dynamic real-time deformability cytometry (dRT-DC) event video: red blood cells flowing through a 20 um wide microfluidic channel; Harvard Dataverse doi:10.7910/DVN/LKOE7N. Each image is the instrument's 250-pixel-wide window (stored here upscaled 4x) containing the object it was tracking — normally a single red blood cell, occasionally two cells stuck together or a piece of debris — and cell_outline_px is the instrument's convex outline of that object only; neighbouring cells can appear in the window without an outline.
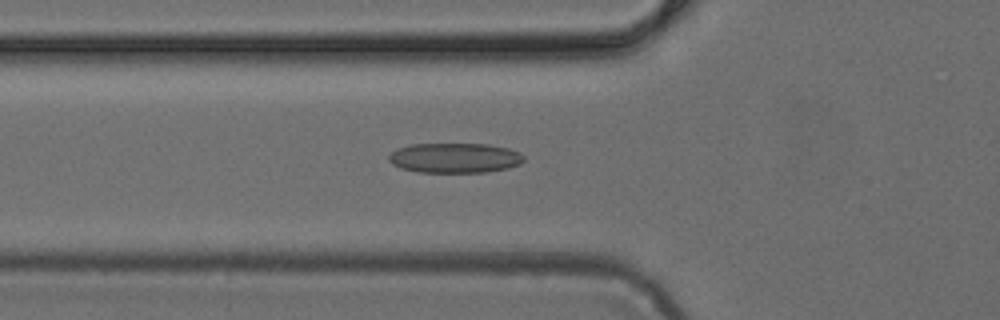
{"species": "common noctule bat (a hibernating species)", "species_latin": "Nyctalus noctula", "temperature_condition": "cold", "stored_images_in_passage": 48, "camera_frame_rate_fps": 3000, "um_per_image_px": 0.085, "animal": {"sex": "female", "body_mass_g": 24.6, "forearm_length_mm": 56.2}, "frame": {"image": 1, "passage_image": 17, "time_ms": 5.333, "image_size_px": [1000, 320], "cell_outline_px": [[524, 160], [520, 164], [508, 168], [484, 172], [416, 172], [400, 168], [392, 164], [388, 160], [388, 156], [392, 152], [400, 148], [412, 144], [488, 144], [508, 148], [520, 152], [524, 156]], "centroid_in_image_um": [38.66, 13.42], "position_along_channel_um": 87.1, "area_um2": 23.58}}
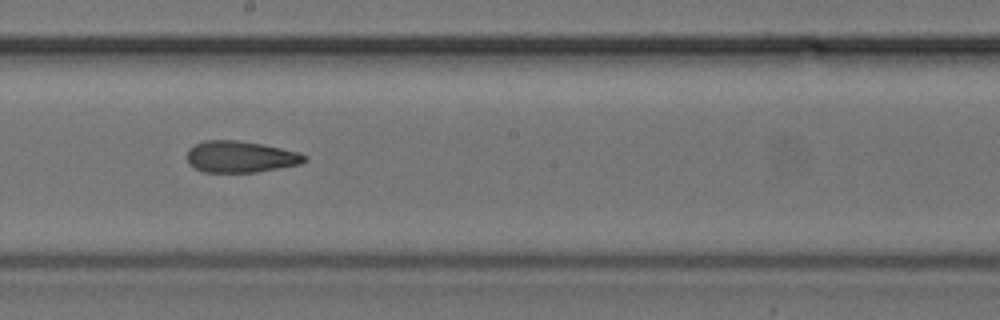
{"frame": {"image": 2, "passage_image": 27, "time_ms": 8.667, "image_size_px": [1000, 320], "cell_outline_px": [[308, 160], [300, 164], [256, 172], [204, 172], [188, 164], [188, 148], [204, 140], [236, 140], [264, 144], [300, 152], [308, 156]], "centroid_in_image_um": [20.47, 13.32], "position_along_channel_um": 227.7, "area_um2": 21.68}}
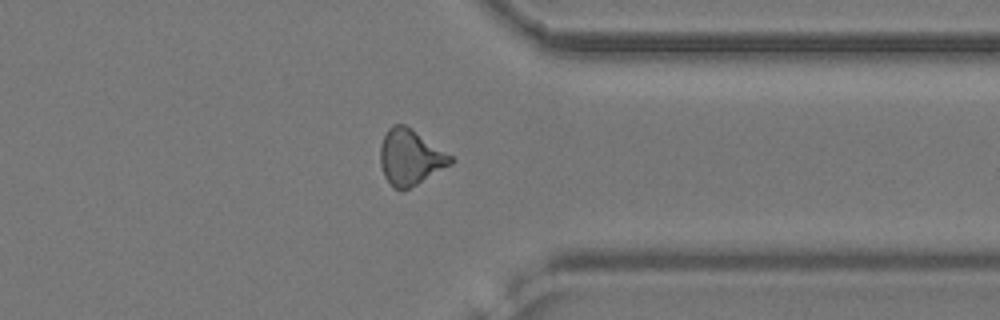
{"frame": {"image": 3, "passage_image": 38, "time_ms": 12.333, "image_size_px": [1000, 320], "cell_outline_px": [[456, 160], [452, 164], [416, 184], [408, 188], [396, 188], [384, 176], [380, 164], [380, 148], [384, 136], [388, 128], [392, 124], [404, 124], [452, 156]], "centroid_in_image_um": [34.87, 13.34], "position_along_channel_um": 376.5, "area_um2": 22.25}}